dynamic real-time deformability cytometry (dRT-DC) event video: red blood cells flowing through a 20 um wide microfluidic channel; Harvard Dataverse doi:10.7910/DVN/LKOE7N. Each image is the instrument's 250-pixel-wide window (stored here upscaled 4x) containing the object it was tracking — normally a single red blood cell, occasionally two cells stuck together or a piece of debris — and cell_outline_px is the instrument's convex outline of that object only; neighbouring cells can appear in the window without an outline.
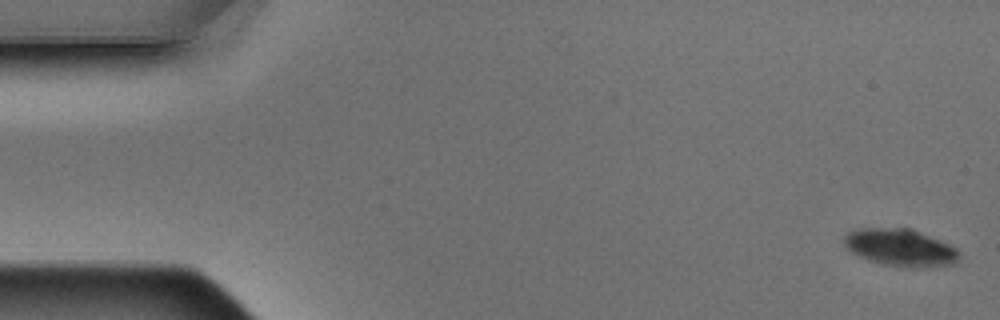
{"species": "Egyptian fruit bat (a non-hibernating species)", "species_latin": "Rousettus aegyptiacus", "temperature_condition": "warm", "stored_images_in_passage": 5, "camera_frame_rate_fps": 3000, "um_per_image_px": 0.085, "animal": {"sex": "male"}, "frame": {"image": 1, "passage_image": 1, "time_ms": 0.0, "image_size_px": [1000, 320], "cell_outline_px": [[960, 260], [952, 264], [916, 268], [884, 264], [860, 256], [852, 252], [844, 244], [844, 236], [848, 232], [856, 228], [912, 228], [940, 240], [956, 248], [960, 252]], "centroid_in_image_um": [76.56, 21.03], "position_along_channel_um": 8.4, "area_um2": 24.85}}
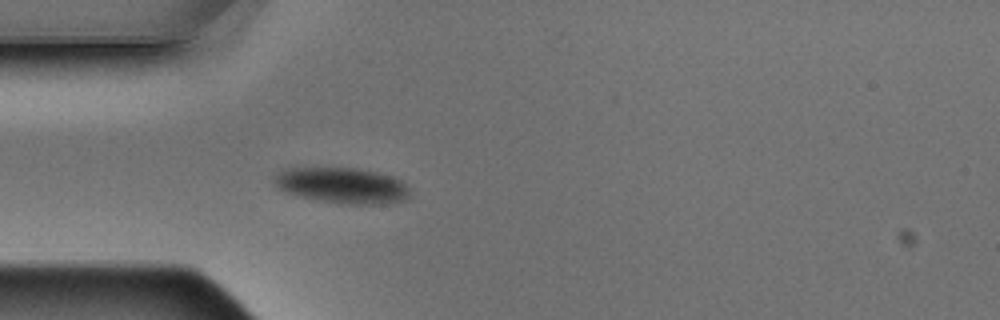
{"frame": {"image": 2, "passage_image": 5, "time_ms": 1.333, "image_size_px": [1000, 320], "cell_outline_px": [[412, 192], [408, 200], [380, 204], [348, 204], [320, 200], [300, 196], [288, 192], [280, 188], [272, 180], [280, 168], [356, 168], [376, 172], [392, 176], [408, 184]], "centroid_in_image_um": [29.15, 15.76], "position_along_channel_um": 55.9, "area_um2": 28.38}}